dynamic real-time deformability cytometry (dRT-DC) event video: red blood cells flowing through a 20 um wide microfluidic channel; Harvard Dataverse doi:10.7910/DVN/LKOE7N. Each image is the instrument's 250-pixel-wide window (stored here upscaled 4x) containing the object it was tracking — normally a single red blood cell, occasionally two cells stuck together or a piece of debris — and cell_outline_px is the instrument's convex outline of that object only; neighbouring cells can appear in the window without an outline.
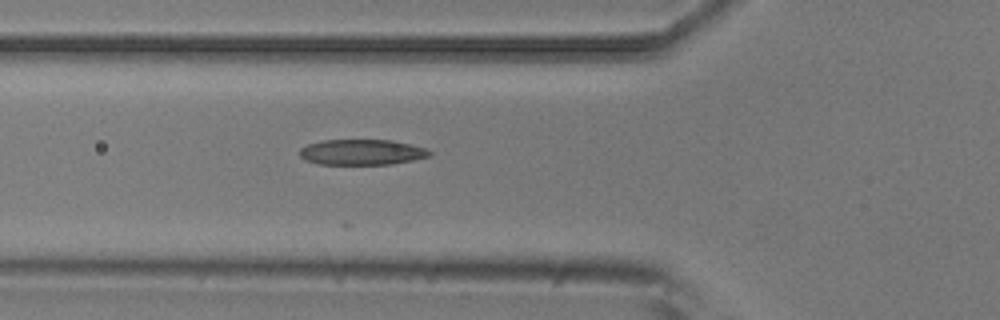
{"species": "common noctule bat (a hibernating species)", "species_latin": "Nyctalus noctula", "temperature_condition": "room temperature", "stored_images_in_passage": 5, "camera_frame_rate_fps": 3000, "um_per_image_px": 0.085, "animal": {"sex": "male", "body_mass_g": 20.5, "forearm_length_mm": 52.5}, "frame": {"image": 1, "passage_image": 5, "time_ms": 1.333, "image_size_px": [1000, 320], "cell_outline_px": [[432, 156], [392, 164], [316, 164], [304, 160], [300, 156], [300, 148], [308, 144], [320, 140], [392, 140], [424, 148], [432, 152]], "centroid_in_image_um": [30.72, 12.93], "position_along_channel_um": 95.1, "area_um2": 19.36}}